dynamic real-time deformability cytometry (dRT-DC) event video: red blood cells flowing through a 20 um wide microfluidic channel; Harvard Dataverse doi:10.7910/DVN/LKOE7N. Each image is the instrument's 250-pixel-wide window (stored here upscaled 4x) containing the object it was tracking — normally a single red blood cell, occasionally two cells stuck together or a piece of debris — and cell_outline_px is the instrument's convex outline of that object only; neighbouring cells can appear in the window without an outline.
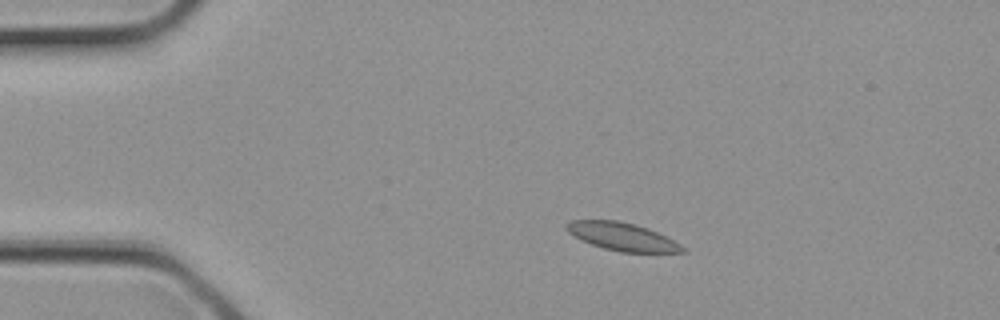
{"species": "common noctule bat (a hibernating species)", "species_latin": "Nyctalus noctula", "temperature_condition": "cold", "stored_images_in_passage": 2, "camera_frame_rate_fps": 3000, "um_per_image_px": 0.085, "animal": {"sex": "female", "body_mass_g": 21.9}, "frame": {"image": 1, "passage_image": 2, "time_ms": 0.333, "image_size_px": [1000, 320], "cell_outline_px": [[688, 252], [620, 252], [604, 248], [592, 244], [568, 232], [564, 228], [564, 224], [572, 220], [616, 220], [636, 224], [648, 228], [680, 244]], "centroid_in_image_um": [52.87, 20.1], "position_along_channel_um": 32.1, "area_um2": 18.61}}